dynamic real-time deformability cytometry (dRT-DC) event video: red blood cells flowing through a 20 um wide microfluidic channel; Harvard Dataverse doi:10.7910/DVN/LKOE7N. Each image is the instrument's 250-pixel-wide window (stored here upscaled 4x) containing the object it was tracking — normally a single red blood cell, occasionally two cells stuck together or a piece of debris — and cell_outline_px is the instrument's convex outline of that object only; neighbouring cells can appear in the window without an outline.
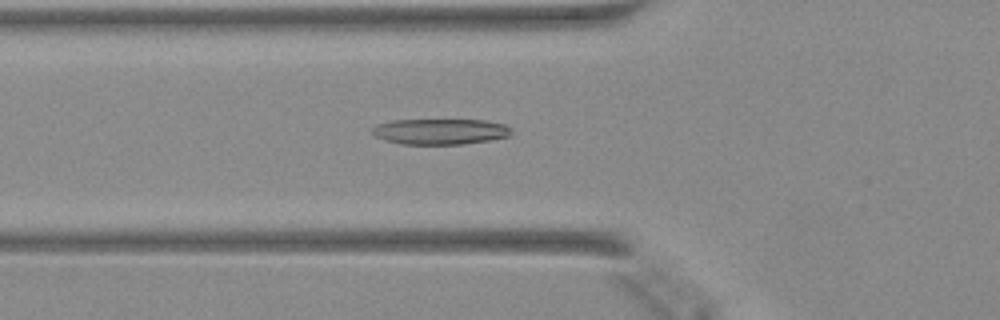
{"species": "Egyptian fruit bat (a non-hibernating species)", "species_latin": "Rousettus aegyptiacus", "temperature_condition": "warm", "stored_images_in_passage": 34, "segment_of_instrument_passage": [1, 2], "camera_frame_rate_fps": 3000, "um_per_image_px": 0.085, "animal": {"sex": "female"}, "frame": {"image": 1, "passage_image": 2, "time_ms": 0.333, "image_size_px": [1000, 320], "cell_outline_px": [[512, 132], [508, 136], [488, 140], [464, 144], [400, 144], [384, 140], [376, 136], [372, 132], [372, 128], [376, 124], [392, 120], [484, 120], [504, 124]], "centroid_in_image_um": [37.37, 11.18], "position_along_channel_um": 88.4, "area_um2": 20.75}}
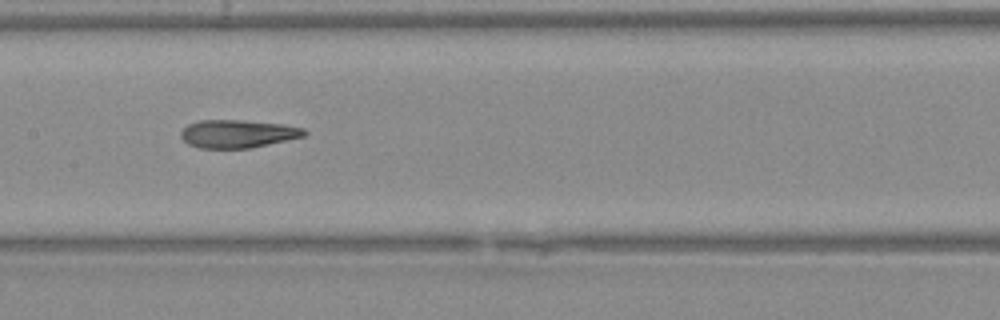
{"frame": {"image": 2, "passage_image": 9, "time_ms": 2.667, "image_size_px": [1000, 320], "cell_outline_px": [[308, 132], [304, 136], [252, 148], [200, 148], [188, 144], [180, 136], [180, 132], [188, 124], [200, 120], [244, 120], [280, 124], [304, 128]], "centroid_in_image_um": [20.2, 11.37], "position_along_channel_um": 187.2, "area_um2": 20.11}}
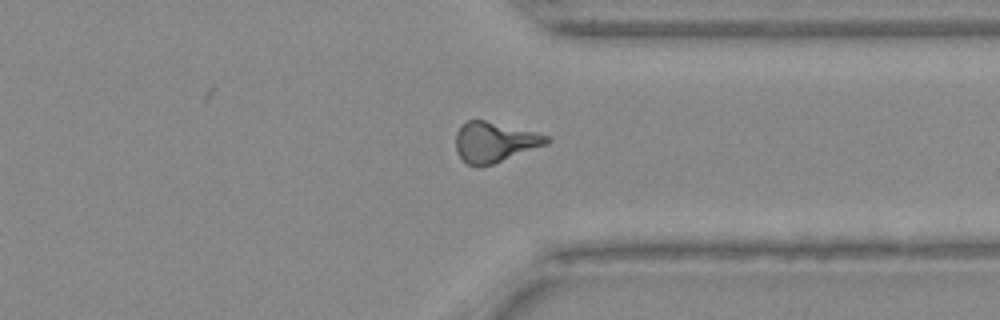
{"frame": {"image": 3, "passage_image": 22, "time_ms": 7.0, "image_size_px": [1000, 320], "cell_outline_px": [[552, 140], [548, 144], [492, 164], [480, 168], [468, 164], [456, 152], [456, 132], [460, 124], [468, 120], [484, 120], [536, 132], [552, 136]], "centroid_in_image_um": [42.05, 12.07], "position_along_channel_um": 369.4, "area_um2": 21.44}}